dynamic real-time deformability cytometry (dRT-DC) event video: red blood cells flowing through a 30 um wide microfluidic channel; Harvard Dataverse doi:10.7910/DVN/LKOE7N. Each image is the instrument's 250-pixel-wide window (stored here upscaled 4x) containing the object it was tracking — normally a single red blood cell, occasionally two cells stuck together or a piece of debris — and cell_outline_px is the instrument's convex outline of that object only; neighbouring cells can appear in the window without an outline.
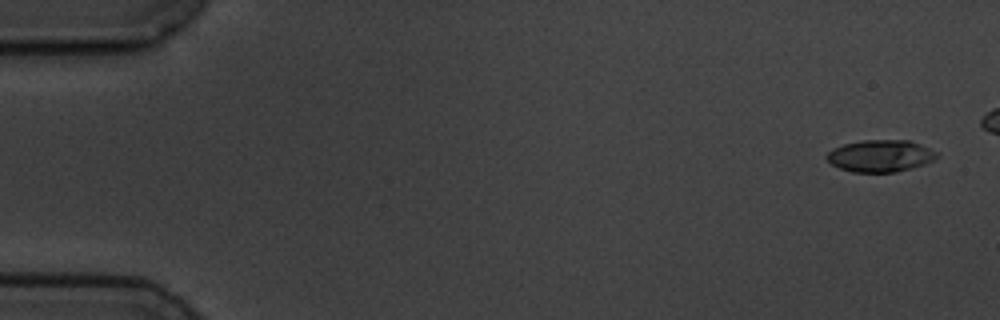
{"species": "common noctule bat (a hibernating species)", "species_latin": "Nyctalus noctula", "temperature_condition": "cold", "stored_images_in_passage": 6, "camera_frame_rate_fps": 3000, "um_per_image_px": 0.085, "animal": {"sex": "male", "body_mass_g": 19.5, "forearm_length_mm": 54.6}, "frame": {"image": 1, "passage_image": 1, "time_ms": 0.0, "image_size_px": [1000, 320], "cell_outline_px": [[940, 156], [924, 164], [912, 168], [896, 172], [852, 172], [840, 168], [832, 164], [824, 156], [832, 148], [844, 144], [860, 140], [908, 140], [920, 144], [936, 152]], "centroid_in_image_um": [74.81, 13.24], "position_along_channel_um": 10.2, "area_um2": 20.52}}